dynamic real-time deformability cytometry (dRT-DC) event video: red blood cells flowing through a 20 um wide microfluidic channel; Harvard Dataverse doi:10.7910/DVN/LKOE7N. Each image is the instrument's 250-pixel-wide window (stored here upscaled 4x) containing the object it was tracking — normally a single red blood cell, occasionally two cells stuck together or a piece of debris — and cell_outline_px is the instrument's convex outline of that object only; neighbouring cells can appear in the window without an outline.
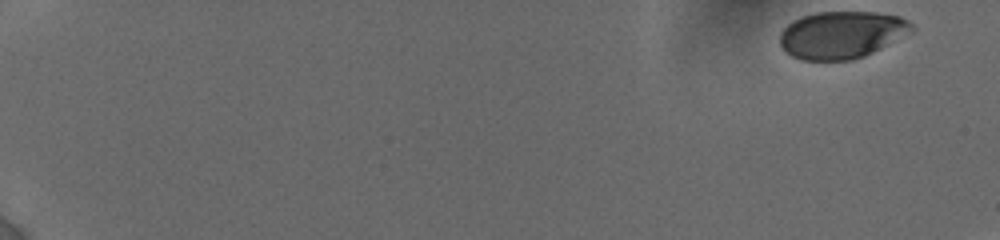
{"species": "human", "species_latin": "Homo sapiens", "temperature_condition": "cold", "stored_images_in_passage": 37, "camera_frame_rate_fps": 3000, "um_per_image_px": 0.085, "donor": {"sex": "female"}, "frame": {"image": 1, "passage_image": 1, "time_ms": 0.0, "image_size_px": [1000, 240], "cell_outline_px": [[916, 28], [880, 48], [864, 56], [852, 60], [800, 60], [792, 56], [780, 44], [780, 32], [792, 20], [800, 16], [816, 12], [876, 12], [900, 16], [908, 20]], "centroid_in_image_um": [71.51, 2.94], "position_along_channel_um": 13.5, "area_um2": 36.18}}
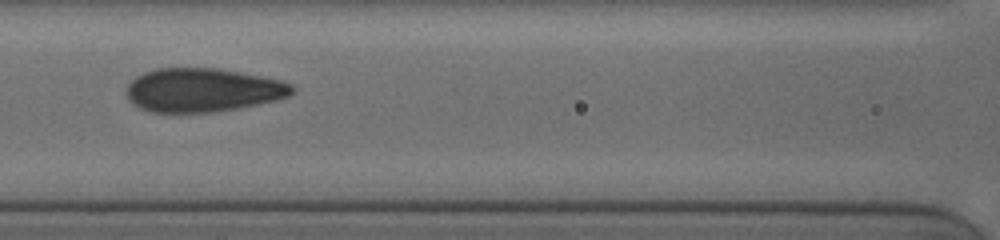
{"frame": {"image": 2, "passage_image": 27, "time_ms": 8.667, "image_size_px": [1000, 240], "cell_outline_px": [[296, 88], [288, 96], [276, 100], [236, 108], [212, 112], [152, 112], [140, 108], [132, 104], [128, 100], [124, 92], [128, 84], [136, 76], [144, 72], [156, 68], [220, 68], [280, 80], [292, 84]], "centroid_in_image_um": [17.18, 7.65], "position_along_channel_um": 149.4, "area_um2": 42.25}}
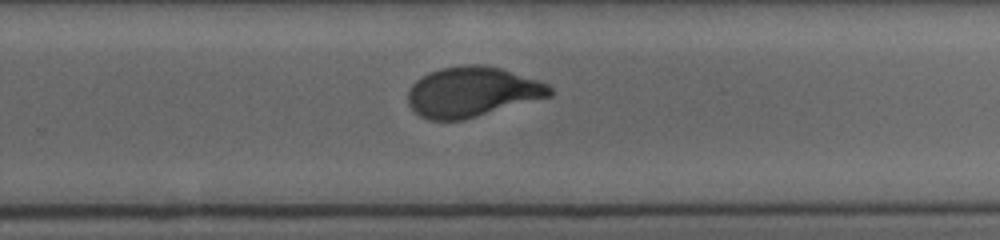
{"frame": {"image": 3, "passage_image": 37, "time_ms": 12.333, "image_size_px": [1000, 240], "cell_outline_px": [[552, 96], [464, 120], [428, 120], [420, 116], [408, 104], [408, 92], [412, 84], [416, 80], [440, 68], [464, 64], [484, 64], [500, 68], [540, 80], [548, 84], [552, 88]], "centroid_in_image_um": [40.16, 7.81], "position_along_channel_um": 289.6, "area_um2": 41.56}}